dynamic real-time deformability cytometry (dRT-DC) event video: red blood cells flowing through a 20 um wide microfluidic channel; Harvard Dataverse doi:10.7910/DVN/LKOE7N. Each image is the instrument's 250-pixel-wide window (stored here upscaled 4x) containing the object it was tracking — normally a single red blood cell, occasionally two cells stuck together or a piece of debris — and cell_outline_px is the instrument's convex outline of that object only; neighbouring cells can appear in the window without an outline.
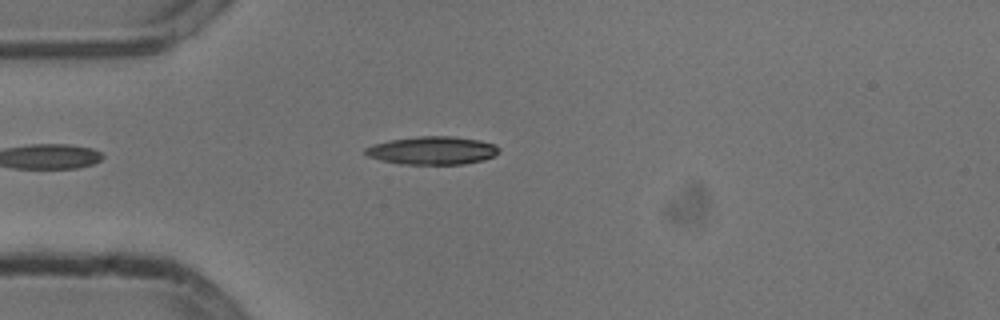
{"species": "common noctule bat (a hibernating species)", "species_latin": "Nyctalus noctula", "temperature_condition": "cold", "stored_images_in_passage": 31, "camera_frame_rate_fps": 3000, "um_per_image_px": 0.085, "animal": {"sex": "male", "body_mass_g": 13.3}, "frame": {"image": 1, "passage_image": 7, "time_ms": 2.0, "image_size_px": [1000, 320], "cell_outline_px": [[500, 148], [492, 156], [480, 160], [464, 164], [400, 164], [368, 156], [364, 152], [364, 148], [376, 144], [392, 140], [420, 136], [448, 136], [480, 140], [492, 144]], "centroid_in_image_um": [36.73, 12.79], "position_along_channel_um": 48.3, "area_um2": 21.33}}
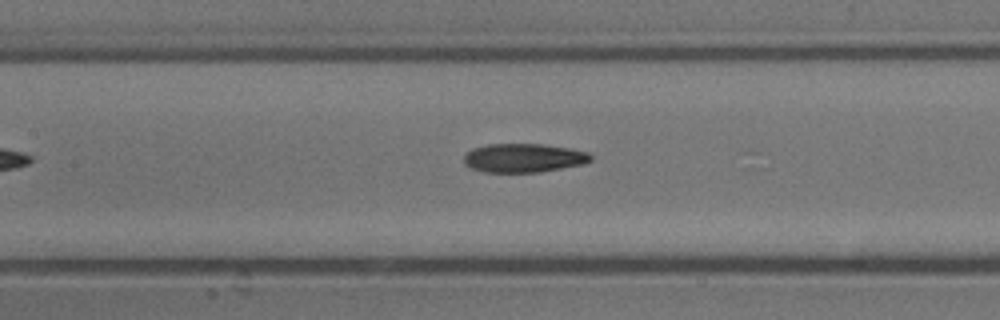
{"frame": {"image": 2, "passage_image": 17, "time_ms": 5.333, "image_size_px": [1000, 320], "cell_outline_px": [[592, 160], [580, 164], [540, 172], [484, 172], [472, 168], [464, 164], [464, 156], [472, 148], [488, 144], [544, 144], [568, 148], [588, 152], [592, 156]], "centroid_in_image_um": [44.48, 13.42], "position_along_channel_um": 162.9, "area_um2": 21.15}}
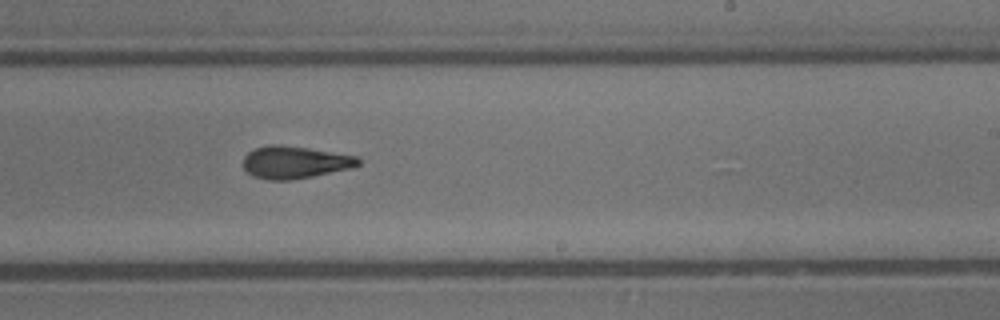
{"frame": {"image": 3, "passage_image": 25, "time_ms": 8.0, "image_size_px": [1000, 320], "cell_outline_px": [[360, 164], [352, 168], [292, 180], [268, 180], [256, 176], [248, 172], [244, 168], [244, 156], [248, 152], [256, 148], [272, 144], [280, 144], [308, 148], [356, 156], [360, 160]], "centroid_in_image_um": [25.06, 13.79], "position_along_channel_um": 263.9, "area_um2": 21.5}}